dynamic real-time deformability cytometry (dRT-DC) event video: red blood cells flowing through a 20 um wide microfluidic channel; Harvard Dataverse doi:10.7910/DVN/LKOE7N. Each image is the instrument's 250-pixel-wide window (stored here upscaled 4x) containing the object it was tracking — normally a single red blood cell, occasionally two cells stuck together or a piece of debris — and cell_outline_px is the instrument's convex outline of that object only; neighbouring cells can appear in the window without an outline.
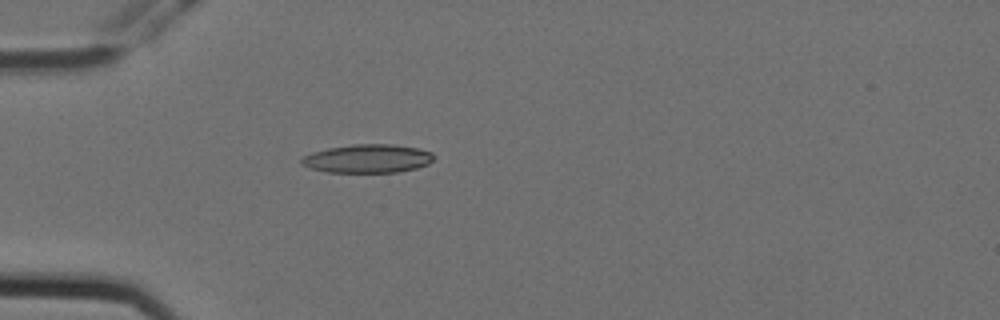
{"species": "Egyptian fruit bat (a non-hibernating species)", "species_latin": "Rousettus aegyptiacus", "temperature_condition": "cold", "stored_images_in_passage": 4, "camera_frame_rate_fps": 3000, "um_per_image_px": 0.085, "animal": {"sex": "female"}, "frame": {"image": 1, "passage_image": 4, "time_ms": 1.0, "image_size_px": [1000, 320], "cell_outline_px": [[432, 160], [428, 164], [416, 168], [400, 172], [328, 172], [308, 168], [300, 164], [300, 160], [304, 156], [312, 152], [328, 148], [352, 144], [392, 144], [420, 148], [432, 152]], "centroid_in_image_um": [31.23, 13.48], "position_along_channel_um": 53.8, "area_um2": 22.08}}